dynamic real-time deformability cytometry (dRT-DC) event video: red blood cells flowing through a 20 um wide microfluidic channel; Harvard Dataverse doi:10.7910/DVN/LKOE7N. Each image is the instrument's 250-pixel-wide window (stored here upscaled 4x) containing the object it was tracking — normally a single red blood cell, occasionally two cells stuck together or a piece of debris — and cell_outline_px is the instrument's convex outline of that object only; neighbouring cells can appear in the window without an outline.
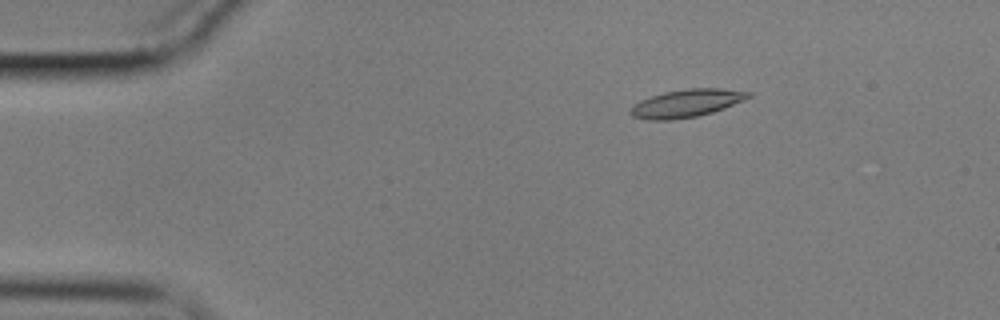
{"species": "common noctule bat (a hibernating species)", "species_latin": "Nyctalus noctula", "temperature_condition": "cold", "stored_images_in_passage": 49, "camera_frame_rate_fps": 3000, "um_per_image_px": 0.085, "animal": {"sex": "male", "body_mass_g": 17.9}, "frame": {"image": 1, "passage_image": 1, "time_ms": 0.0, "image_size_px": [1000, 320], "cell_outline_px": [[752, 96], [744, 100], [724, 108], [712, 112], [696, 116], [672, 120], [648, 120], [632, 116], [628, 112], [640, 100], [664, 92], [688, 88], [720, 88], [752, 92]], "centroid_in_image_um": [58.37, 8.77], "position_along_channel_um": 26.6, "area_um2": 19.02}}
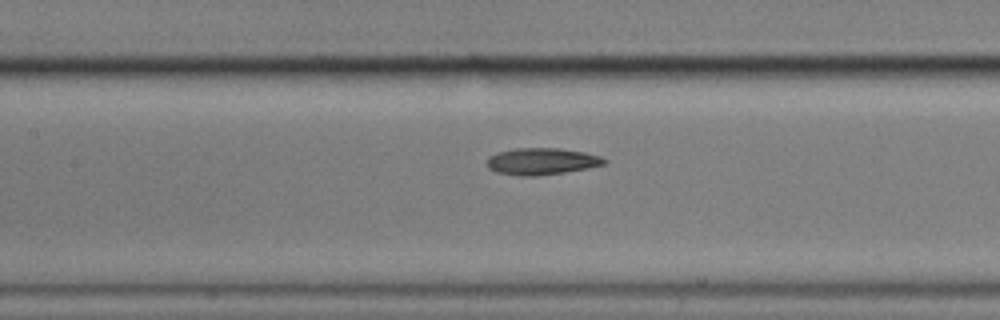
{"frame": {"image": 2, "passage_image": 18, "time_ms": 5.667, "image_size_px": [1000, 320], "cell_outline_px": [[608, 164], [588, 168], [564, 172], [536, 176], [520, 176], [496, 172], [488, 168], [488, 156], [496, 152], [516, 148], [560, 148], [584, 152], [600, 156], [608, 160]], "centroid_in_image_um": [46.06, 13.71], "position_along_channel_um": 161.3, "area_um2": 18.44}}
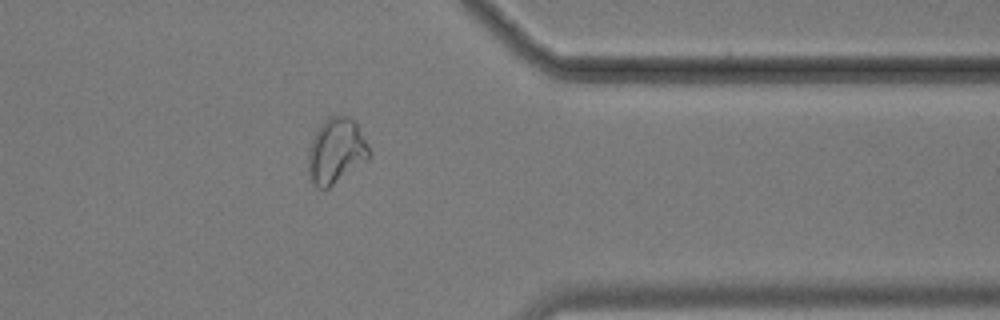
{"frame": {"image": 3, "passage_image": 38, "time_ms": 12.333, "image_size_px": [1000, 320], "cell_outline_px": [[372, 152], [368, 156], [328, 188], [320, 188], [312, 180], [308, 172], [308, 148], [316, 132], [324, 120], [328, 116], [348, 116], [356, 120]], "centroid_in_image_um": [28.56, 12.76], "position_along_channel_um": 382.8, "area_um2": 22.66}, "authors_computed_cell_mechanics": {"area_um2": 18.6116, "velocity_mm_per_s": 3.481, "shape_relaxation_time_tau1_ms": 6.1882, "shape_relaxation_time_tau2_ms": 4.075, "deformation_change_tau1": 0.1618, "deformation_change_tau2": 0.103}}